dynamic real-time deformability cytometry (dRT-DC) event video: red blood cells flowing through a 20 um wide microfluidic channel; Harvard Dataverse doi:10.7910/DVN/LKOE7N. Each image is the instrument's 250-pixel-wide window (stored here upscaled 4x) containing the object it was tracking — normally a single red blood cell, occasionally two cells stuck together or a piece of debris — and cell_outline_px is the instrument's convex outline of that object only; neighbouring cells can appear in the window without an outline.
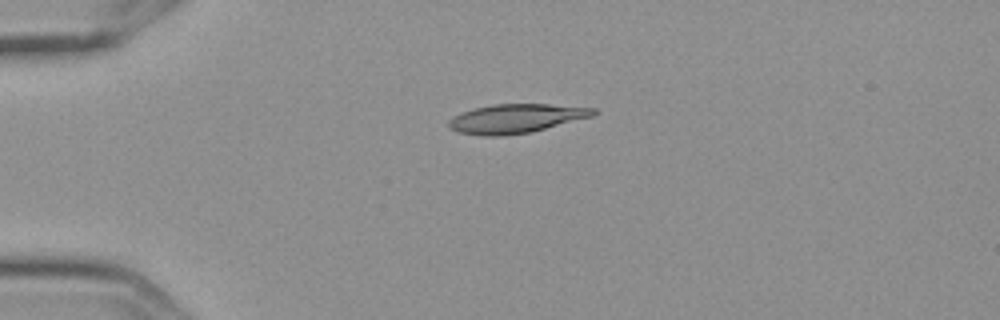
{"species": "Egyptian fruit bat (a non-hibernating species)", "species_latin": "Rousettus aegyptiacus", "temperature_condition": "cold", "stored_images_in_passage": 6, "camera_frame_rate_fps": 3000, "um_per_image_px": 0.085, "frame": {"image": 1, "passage_image": 5, "time_ms": 1.333, "image_size_px": [1000, 320], "cell_outline_px": [[596, 112], [592, 116], [532, 132], [504, 136], [484, 136], [460, 132], [448, 128], [448, 120], [452, 116], [472, 108], [492, 104], [548, 104], [596, 108]], "centroid_in_image_um": [43.81, 10.07], "position_along_channel_um": 41.2, "area_um2": 24.57}}